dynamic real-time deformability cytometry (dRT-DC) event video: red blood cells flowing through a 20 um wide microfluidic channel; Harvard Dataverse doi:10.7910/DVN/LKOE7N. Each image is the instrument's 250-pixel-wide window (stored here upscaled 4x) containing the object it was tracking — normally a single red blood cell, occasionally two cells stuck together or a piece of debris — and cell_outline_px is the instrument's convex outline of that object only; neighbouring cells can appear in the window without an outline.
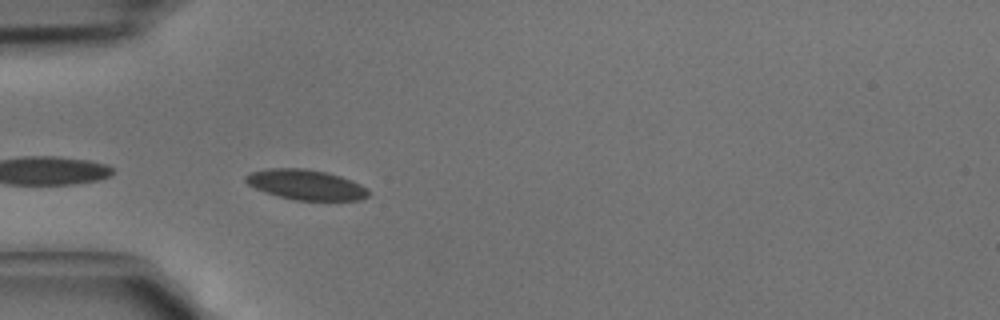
{"species": "common noctule bat (a hibernating species)", "species_latin": "Nyctalus noctula", "temperature_condition": "cold", "stored_images_in_passage": 4, "camera_frame_rate_fps": 3000, "um_per_image_px": 0.085, "animal": {"sex": "male", "body_mass_g": 15.6}, "frame": {"image": 1, "passage_image": 4, "time_ms": 1.0, "image_size_px": [1000, 320], "cell_outline_px": [[368, 196], [360, 200], [296, 200], [264, 192], [248, 184], [244, 180], [244, 176], [252, 172], [268, 168], [304, 168], [324, 172], [340, 176], [352, 180], [368, 188]], "centroid_in_image_um": [26.0, 15.69], "position_along_channel_um": 59.0, "area_um2": 21.44}}